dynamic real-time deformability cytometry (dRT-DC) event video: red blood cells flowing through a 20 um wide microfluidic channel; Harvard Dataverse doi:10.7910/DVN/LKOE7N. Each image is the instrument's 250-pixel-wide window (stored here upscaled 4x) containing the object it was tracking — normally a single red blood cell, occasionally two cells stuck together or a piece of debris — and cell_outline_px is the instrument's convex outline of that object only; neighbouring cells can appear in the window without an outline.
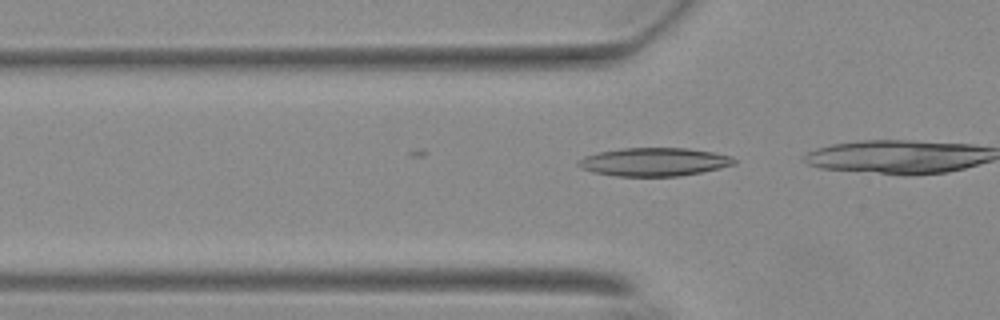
{"species": "Egyptian fruit bat (a non-hibernating species)", "species_latin": "Rousettus aegyptiacus", "temperature_condition": "warm", "stored_images_in_passage": 8, "camera_frame_rate_fps": 3000, "um_per_image_px": 0.085, "animal": {"sex": "female"}, "frame": {"image": 1, "passage_image": 8, "time_ms": 2.333, "image_size_px": [1000, 320], "cell_outline_px": [[736, 164], [720, 168], [680, 176], [616, 176], [592, 172], [580, 168], [576, 164], [584, 156], [596, 152], [620, 148], [688, 148], [712, 152], [732, 156], [736, 160]], "centroid_in_image_um": [55.58, 13.76], "position_along_channel_um": 70.2, "area_um2": 25.84}}